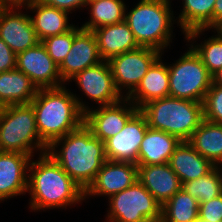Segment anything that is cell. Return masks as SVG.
Instances as JSON below:
<instances>
[{"instance_id":"cell-20","label":"cell","mask_w":222,"mask_h":222,"mask_svg":"<svg viewBox=\"0 0 222 222\" xmlns=\"http://www.w3.org/2000/svg\"><path fill=\"white\" fill-rule=\"evenodd\" d=\"M23 7L35 13L30 17L40 42L48 37L66 33L76 26L68 22L67 11L46 5L39 0H32Z\"/></svg>"},{"instance_id":"cell-15","label":"cell","mask_w":222,"mask_h":222,"mask_svg":"<svg viewBox=\"0 0 222 222\" xmlns=\"http://www.w3.org/2000/svg\"><path fill=\"white\" fill-rule=\"evenodd\" d=\"M103 61L98 52L97 40L92 31L74 26V39L69 53L59 66L64 84L76 74Z\"/></svg>"},{"instance_id":"cell-9","label":"cell","mask_w":222,"mask_h":222,"mask_svg":"<svg viewBox=\"0 0 222 222\" xmlns=\"http://www.w3.org/2000/svg\"><path fill=\"white\" fill-rule=\"evenodd\" d=\"M160 56L162 53L156 49L139 47L107 61L115 87L121 96L127 98L137 88L148 69ZM125 89L127 90L126 96L122 94Z\"/></svg>"},{"instance_id":"cell-2","label":"cell","mask_w":222,"mask_h":222,"mask_svg":"<svg viewBox=\"0 0 222 222\" xmlns=\"http://www.w3.org/2000/svg\"><path fill=\"white\" fill-rule=\"evenodd\" d=\"M58 146L61 149L57 150ZM46 153L83 191L94 181L107 160L104 142L95 137L84 123L64 137L54 140Z\"/></svg>"},{"instance_id":"cell-39","label":"cell","mask_w":222,"mask_h":222,"mask_svg":"<svg viewBox=\"0 0 222 222\" xmlns=\"http://www.w3.org/2000/svg\"><path fill=\"white\" fill-rule=\"evenodd\" d=\"M6 106L7 105L0 100V119H1L2 115L4 114Z\"/></svg>"},{"instance_id":"cell-1","label":"cell","mask_w":222,"mask_h":222,"mask_svg":"<svg viewBox=\"0 0 222 222\" xmlns=\"http://www.w3.org/2000/svg\"><path fill=\"white\" fill-rule=\"evenodd\" d=\"M66 86L40 88L30 102L40 139L49 146L84 123L90 107Z\"/></svg>"},{"instance_id":"cell-14","label":"cell","mask_w":222,"mask_h":222,"mask_svg":"<svg viewBox=\"0 0 222 222\" xmlns=\"http://www.w3.org/2000/svg\"><path fill=\"white\" fill-rule=\"evenodd\" d=\"M80 88L84 95L99 106L110 105L120 101L123 96L117 91L110 66L107 61L86 68L70 79Z\"/></svg>"},{"instance_id":"cell-38","label":"cell","mask_w":222,"mask_h":222,"mask_svg":"<svg viewBox=\"0 0 222 222\" xmlns=\"http://www.w3.org/2000/svg\"><path fill=\"white\" fill-rule=\"evenodd\" d=\"M212 77H213V84L222 86V69L217 71Z\"/></svg>"},{"instance_id":"cell-21","label":"cell","mask_w":222,"mask_h":222,"mask_svg":"<svg viewBox=\"0 0 222 222\" xmlns=\"http://www.w3.org/2000/svg\"><path fill=\"white\" fill-rule=\"evenodd\" d=\"M167 96H169V70L160 56L127 98L140 109L150 101Z\"/></svg>"},{"instance_id":"cell-5","label":"cell","mask_w":222,"mask_h":222,"mask_svg":"<svg viewBox=\"0 0 222 222\" xmlns=\"http://www.w3.org/2000/svg\"><path fill=\"white\" fill-rule=\"evenodd\" d=\"M171 10V2L141 0L125 12V21L140 47L153 48L162 53L168 45L171 46L172 27L176 22Z\"/></svg>"},{"instance_id":"cell-8","label":"cell","mask_w":222,"mask_h":222,"mask_svg":"<svg viewBox=\"0 0 222 222\" xmlns=\"http://www.w3.org/2000/svg\"><path fill=\"white\" fill-rule=\"evenodd\" d=\"M106 222H160L162 205L137 180L112 195Z\"/></svg>"},{"instance_id":"cell-18","label":"cell","mask_w":222,"mask_h":222,"mask_svg":"<svg viewBox=\"0 0 222 222\" xmlns=\"http://www.w3.org/2000/svg\"><path fill=\"white\" fill-rule=\"evenodd\" d=\"M138 181L163 205L181 187V181L168 163L138 166Z\"/></svg>"},{"instance_id":"cell-31","label":"cell","mask_w":222,"mask_h":222,"mask_svg":"<svg viewBox=\"0 0 222 222\" xmlns=\"http://www.w3.org/2000/svg\"><path fill=\"white\" fill-rule=\"evenodd\" d=\"M74 39V27L66 33L43 39L41 43L52 60L60 66L69 53Z\"/></svg>"},{"instance_id":"cell-3","label":"cell","mask_w":222,"mask_h":222,"mask_svg":"<svg viewBox=\"0 0 222 222\" xmlns=\"http://www.w3.org/2000/svg\"><path fill=\"white\" fill-rule=\"evenodd\" d=\"M37 159L28 166L31 210L66 208L84 200V191L51 156L39 154Z\"/></svg>"},{"instance_id":"cell-37","label":"cell","mask_w":222,"mask_h":222,"mask_svg":"<svg viewBox=\"0 0 222 222\" xmlns=\"http://www.w3.org/2000/svg\"><path fill=\"white\" fill-rule=\"evenodd\" d=\"M32 0H0V5H25Z\"/></svg>"},{"instance_id":"cell-25","label":"cell","mask_w":222,"mask_h":222,"mask_svg":"<svg viewBox=\"0 0 222 222\" xmlns=\"http://www.w3.org/2000/svg\"><path fill=\"white\" fill-rule=\"evenodd\" d=\"M39 88L22 71L0 73V100L6 105L30 104Z\"/></svg>"},{"instance_id":"cell-32","label":"cell","mask_w":222,"mask_h":222,"mask_svg":"<svg viewBox=\"0 0 222 222\" xmlns=\"http://www.w3.org/2000/svg\"><path fill=\"white\" fill-rule=\"evenodd\" d=\"M204 119L222 124V86L213 84L203 101Z\"/></svg>"},{"instance_id":"cell-19","label":"cell","mask_w":222,"mask_h":222,"mask_svg":"<svg viewBox=\"0 0 222 222\" xmlns=\"http://www.w3.org/2000/svg\"><path fill=\"white\" fill-rule=\"evenodd\" d=\"M92 32L96 37L98 52L103 61L140 47L125 20L99 27Z\"/></svg>"},{"instance_id":"cell-27","label":"cell","mask_w":222,"mask_h":222,"mask_svg":"<svg viewBox=\"0 0 222 222\" xmlns=\"http://www.w3.org/2000/svg\"><path fill=\"white\" fill-rule=\"evenodd\" d=\"M90 20L81 28L93 31L99 27L112 25L125 20L126 4L123 0H99L87 3Z\"/></svg>"},{"instance_id":"cell-33","label":"cell","mask_w":222,"mask_h":222,"mask_svg":"<svg viewBox=\"0 0 222 222\" xmlns=\"http://www.w3.org/2000/svg\"><path fill=\"white\" fill-rule=\"evenodd\" d=\"M198 222H222V194L199 204Z\"/></svg>"},{"instance_id":"cell-6","label":"cell","mask_w":222,"mask_h":222,"mask_svg":"<svg viewBox=\"0 0 222 222\" xmlns=\"http://www.w3.org/2000/svg\"><path fill=\"white\" fill-rule=\"evenodd\" d=\"M47 148L40 139L32 105H7L0 119V151L33 157L35 150H40L41 155L47 152Z\"/></svg>"},{"instance_id":"cell-26","label":"cell","mask_w":222,"mask_h":222,"mask_svg":"<svg viewBox=\"0 0 222 222\" xmlns=\"http://www.w3.org/2000/svg\"><path fill=\"white\" fill-rule=\"evenodd\" d=\"M214 166L222 165V124L203 120L187 141Z\"/></svg>"},{"instance_id":"cell-7","label":"cell","mask_w":222,"mask_h":222,"mask_svg":"<svg viewBox=\"0 0 222 222\" xmlns=\"http://www.w3.org/2000/svg\"><path fill=\"white\" fill-rule=\"evenodd\" d=\"M168 70L169 96L203 103L213 77L191 47Z\"/></svg>"},{"instance_id":"cell-10","label":"cell","mask_w":222,"mask_h":222,"mask_svg":"<svg viewBox=\"0 0 222 222\" xmlns=\"http://www.w3.org/2000/svg\"><path fill=\"white\" fill-rule=\"evenodd\" d=\"M138 110L128 98L123 97L116 103L98 106L94 110L90 108L84 113V124L95 137L104 142L117 135Z\"/></svg>"},{"instance_id":"cell-36","label":"cell","mask_w":222,"mask_h":222,"mask_svg":"<svg viewBox=\"0 0 222 222\" xmlns=\"http://www.w3.org/2000/svg\"><path fill=\"white\" fill-rule=\"evenodd\" d=\"M213 29H222V0H216L213 9Z\"/></svg>"},{"instance_id":"cell-34","label":"cell","mask_w":222,"mask_h":222,"mask_svg":"<svg viewBox=\"0 0 222 222\" xmlns=\"http://www.w3.org/2000/svg\"><path fill=\"white\" fill-rule=\"evenodd\" d=\"M16 69V54L0 38V73Z\"/></svg>"},{"instance_id":"cell-30","label":"cell","mask_w":222,"mask_h":222,"mask_svg":"<svg viewBox=\"0 0 222 222\" xmlns=\"http://www.w3.org/2000/svg\"><path fill=\"white\" fill-rule=\"evenodd\" d=\"M216 32L218 35L205 39L199 45H188L200 57L212 76L222 69V29H216Z\"/></svg>"},{"instance_id":"cell-28","label":"cell","mask_w":222,"mask_h":222,"mask_svg":"<svg viewBox=\"0 0 222 222\" xmlns=\"http://www.w3.org/2000/svg\"><path fill=\"white\" fill-rule=\"evenodd\" d=\"M198 211V201L180 189L162 205L160 222H198Z\"/></svg>"},{"instance_id":"cell-17","label":"cell","mask_w":222,"mask_h":222,"mask_svg":"<svg viewBox=\"0 0 222 222\" xmlns=\"http://www.w3.org/2000/svg\"><path fill=\"white\" fill-rule=\"evenodd\" d=\"M30 155L0 151V201L26 194Z\"/></svg>"},{"instance_id":"cell-40","label":"cell","mask_w":222,"mask_h":222,"mask_svg":"<svg viewBox=\"0 0 222 222\" xmlns=\"http://www.w3.org/2000/svg\"><path fill=\"white\" fill-rule=\"evenodd\" d=\"M217 168L220 170V175H221V178H222V165L217 166Z\"/></svg>"},{"instance_id":"cell-22","label":"cell","mask_w":222,"mask_h":222,"mask_svg":"<svg viewBox=\"0 0 222 222\" xmlns=\"http://www.w3.org/2000/svg\"><path fill=\"white\" fill-rule=\"evenodd\" d=\"M216 0H182L183 8L178 16L187 42L200 38L205 30L213 29V9Z\"/></svg>"},{"instance_id":"cell-35","label":"cell","mask_w":222,"mask_h":222,"mask_svg":"<svg viewBox=\"0 0 222 222\" xmlns=\"http://www.w3.org/2000/svg\"><path fill=\"white\" fill-rule=\"evenodd\" d=\"M40 2L55 7L57 9H61L67 11L68 13H72L71 11H75L76 9H82V7L86 8L88 0H39Z\"/></svg>"},{"instance_id":"cell-12","label":"cell","mask_w":222,"mask_h":222,"mask_svg":"<svg viewBox=\"0 0 222 222\" xmlns=\"http://www.w3.org/2000/svg\"><path fill=\"white\" fill-rule=\"evenodd\" d=\"M148 128L145 116L138 110L117 135L104 141L107 160L137 164L140 145Z\"/></svg>"},{"instance_id":"cell-16","label":"cell","mask_w":222,"mask_h":222,"mask_svg":"<svg viewBox=\"0 0 222 222\" xmlns=\"http://www.w3.org/2000/svg\"><path fill=\"white\" fill-rule=\"evenodd\" d=\"M138 180V166L129 162L106 160L94 181L84 191V200L88 196L111 197L130 187Z\"/></svg>"},{"instance_id":"cell-29","label":"cell","mask_w":222,"mask_h":222,"mask_svg":"<svg viewBox=\"0 0 222 222\" xmlns=\"http://www.w3.org/2000/svg\"><path fill=\"white\" fill-rule=\"evenodd\" d=\"M181 189L195 198L199 204L212 200L222 194L220 170L215 166L208 174L182 183Z\"/></svg>"},{"instance_id":"cell-4","label":"cell","mask_w":222,"mask_h":222,"mask_svg":"<svg viewBox=\"0 0 222 222\" xmlns=\"http://www.w3.org/2000/svg\"><path fill=\"white\" fill-rule=\"evenodd\" d=\"M148 127L188 141L204 120L203 103L171 96L153 100L142 106Z\"/></svg>"},{"instance_id":"cell-13","label":"cell","mask_w":222,"mask_h":222,"mask_svg":"<svg viewBox=\"0 0 222 222\" xmlns=\"http://www.w3.org/2000/svg\"><path fill=\"white\" fill-rule=\"evenodd\" d=\"M16 69L27 75L39 89L65 85L59 73V66L41 42L16 54Z\"/></svg>"},{"instance_id":"cell-24","label":"cell","mask_w":222,"mask_h":222,"mask_svg":"<svg viewBox=\"0 0 222 222\" xmlns=\"http://www.w3.org/2000/svg\"><path fill=\"white\" fill-rule=\"evenodd\" d=\"M180 140L167 132L148 128L138 152L137 166L168 163Z\"/></svg>"},{"instance_id":"cell-11","label":"cell","mask_w":222,"mask_h":222,"mask_svg":"<svg viewBox=\"0 0 222 222\" xmlns=\"http://www.w3.org/2000/svg\"><path fill=\"white\" fill-rule=\"evenodd\" d=\"M21 8L23 5H0V38L15 54L40 42L30 15Z\"/></svg>"},{"instance_id":"cell-23","label":"cell","mask_w":222,"mask_h":222,"mask_svg":"<svg viewBox=\"0 0 222 222\" xmlns=\"http://www.w3.org/2000/svg\"><path fill=\"white\" fill-rule=\"evenodd\" d=\"M169 166L181 184L208 174L215 166L200 155L187 141H181L171 155Z\"/></svg>"}]
</instances>
